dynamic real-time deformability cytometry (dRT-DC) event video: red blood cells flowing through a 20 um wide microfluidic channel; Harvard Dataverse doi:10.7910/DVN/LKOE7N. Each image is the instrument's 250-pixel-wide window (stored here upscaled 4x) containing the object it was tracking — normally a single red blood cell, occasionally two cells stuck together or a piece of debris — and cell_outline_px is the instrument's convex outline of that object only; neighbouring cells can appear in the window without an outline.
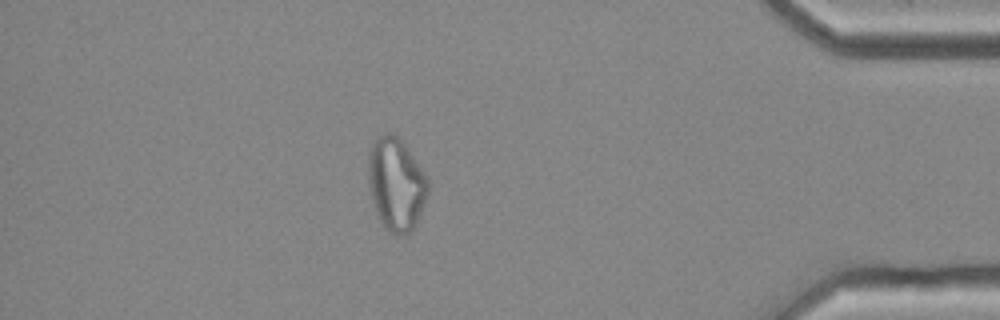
{"species": "common noctule bat (a hibernating species)", "species_latin": "Nyctalus noctula", "temperature_condition": "cold", "stored_images_in_passage": 51, "camera_frame_rate_fps": 3000, "um_per_image_px": 0.085, "animal": {"sex": "female", "body_mass_g": 25.1}, "frame": {"image": 1, "passage_image": 44, "time_ms": 14.333, "image_size_px": [1000, 320], "cell_outline_px": [[428, 192], [416, 224], [404, 236], [396, 236], [384, 228], [376, 216], [368, 184], [368, 152], [376, 136], [384, 132], [392, 132], [404, 144], [428, 180]], "centroid_in_image_um": [33.62, 15.67], "position_along_channel_um": 401.6, "area_um2": 32.37}}